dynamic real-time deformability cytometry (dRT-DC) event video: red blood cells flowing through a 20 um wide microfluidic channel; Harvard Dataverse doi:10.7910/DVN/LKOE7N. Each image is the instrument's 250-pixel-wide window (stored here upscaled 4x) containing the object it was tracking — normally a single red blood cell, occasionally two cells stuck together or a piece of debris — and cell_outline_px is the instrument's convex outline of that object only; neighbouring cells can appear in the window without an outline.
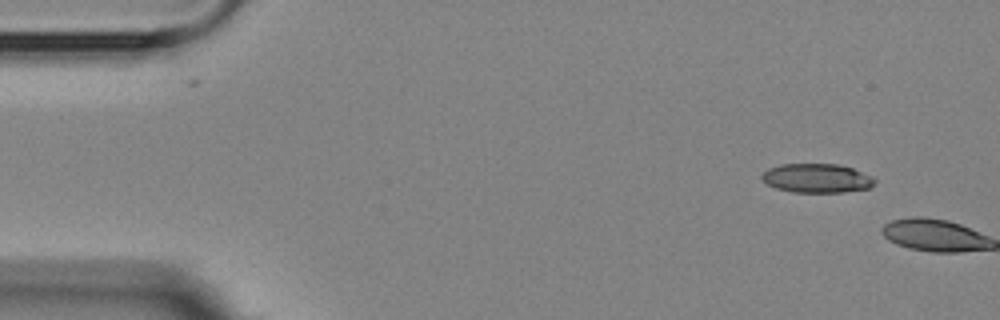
{"species": "Egyptian fruit bat (a non-hibernating species)", "species_latin": "Rousettus aegyptiacus", "temperature_condition": "room temperature", "stored_images_in_passage": 2, "camera_frame_rate_fps": 3000, "um_per_image_px": 0.085, "animal": {"sex": "female"}, "frame": {"image": 1, "passage_image": 1, "time_ms": 0.0, "image_size_px": [1000, 320], "cell_outline_px": [[876, 184], [868, 188], [844, 192], [792, 192], [776, 188], [768, 184], [760, 176], [768, 168], [780, 164], [840, 164], [852, 168], [872, 176], [876, 180]], "centroid_in_image_um": [69.45, 15.14], "position_along_channel_um": 15.6, "area_um2": 19.13}}